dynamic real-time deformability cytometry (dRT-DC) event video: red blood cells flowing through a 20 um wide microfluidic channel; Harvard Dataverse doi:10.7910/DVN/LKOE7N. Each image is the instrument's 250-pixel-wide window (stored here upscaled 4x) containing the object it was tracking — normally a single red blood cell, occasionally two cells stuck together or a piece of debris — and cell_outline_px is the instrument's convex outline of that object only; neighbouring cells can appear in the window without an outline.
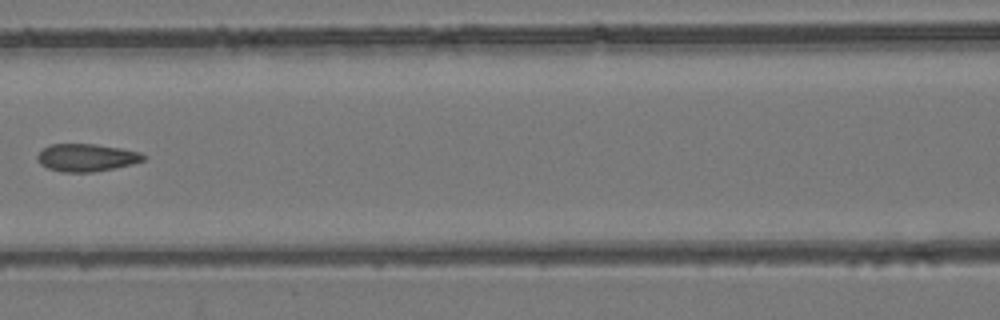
{"species": "common noctule bat (a hibernating species)", "species_latin": "Nyctalus noctula", "temperature_condition": "room temperature", "stored_images_in_passage": 6, "camera_frame_rate_fps": 3000, "um_per_image_px": 0.085, "animal": {"sex": "female", "body_mass_g": 24.6, "forearm_length_mm": 56.2}, "frame": {"image": 1, "passage_image": 6, "time_ms": 6.667, "image_size_px": [1000, 320], "cell_outline_px": [[144, 160], [132, 164], [116, 168], [92, 172], [64, 172], [48, 168], [40, 164], [36, 156], [44, 148], [52, 144], [96, 144], [120, 148], [140, 152], [144, 156]], "centroid_in_image_um": [7.35, 13.4], "position_along_channel_um": 159.2, "area_um2": 16.94}}